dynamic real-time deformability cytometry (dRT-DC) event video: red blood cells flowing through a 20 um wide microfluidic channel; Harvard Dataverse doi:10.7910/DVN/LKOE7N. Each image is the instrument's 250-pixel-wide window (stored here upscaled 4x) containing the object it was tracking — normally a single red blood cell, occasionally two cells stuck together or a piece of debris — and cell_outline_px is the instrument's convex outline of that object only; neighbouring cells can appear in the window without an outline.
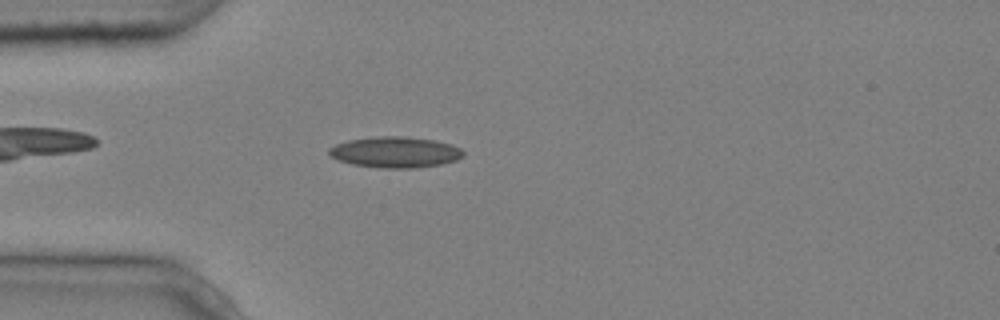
{"species": "common noctule bat (a hibernating species)", "species_latin": "Nyctalus noctula", "temperature_condition": "cold", "stored_images_in_passage": 2, "camera_frame_rate_fps": 3000, "um_per_image_px": 0.085, "animal": {"sex": "male", "body_mass_g": 20.4}, "frame": {"image": 1, "passage_image": 2, "time_ms": 0.333, "image_size_px": [1000, 320], "cell_outline_px": [[464, 156], [456, 160], [440, 164], [412, 168], [380, 168], [352, 164], [340, 160], [332, 156], [328, 152], [328, 148], [336, 144], [348, 140], [376, 136], [404, 136], [432, 140], [452, 144], [460, 148], [464, 152]], "centroid_in_image_um": [33.6, 12.93], "position_along_channel_um": 51.4, "area_um2": 24.1}}